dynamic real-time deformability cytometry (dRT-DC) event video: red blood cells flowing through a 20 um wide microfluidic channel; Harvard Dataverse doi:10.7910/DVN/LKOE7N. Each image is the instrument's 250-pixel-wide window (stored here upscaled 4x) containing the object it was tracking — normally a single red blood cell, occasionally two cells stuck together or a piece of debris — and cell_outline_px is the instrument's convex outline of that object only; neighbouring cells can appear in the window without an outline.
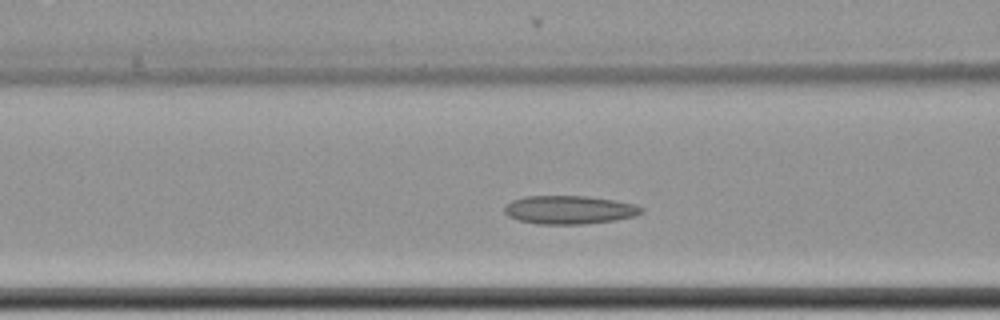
{"species": "common noctule bat (a hibernating species)", "species_latin": "Nyctalus noctula", "temperature_condition": "cold", "stored_images_in_passage": 58, "camera_frame_rate_fps": 3000, "um_per_image_px": 0.085, "animal": {"sex": "female", "body_mass_g": 22.7, "forearm_length_mm": 54.2}, "frame": {"image": 1, "passage_image": 22, "time_ms": 7.0, "image_size_px": [1000, 320], "cell_outline_px": [[644, 212], [636, 216], [616, 220], [580, 224], [540, 224], [520, 220], [508, 216], [504, 212], [504, 208], [512, 200], [524, 196], [588, 196], [616, 200], [636, 204], [644, 208]], "centroid_in_image_um": [48.45, 17.82], "position_along_channel_um": 118.2, "area_um2": 22.77}}
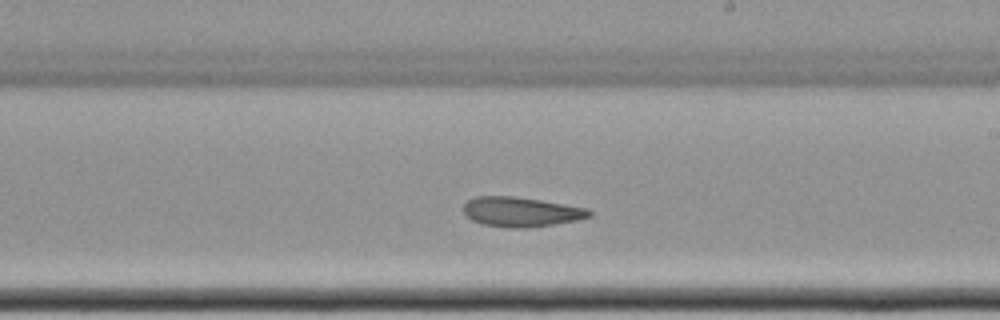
{"frame": {"image": 2, "passage_image": 33, "time_ms": 10.667, "image_size_px": [1000, 320], "cell_outline_px": [[592, 216], [576, 220], [552, 224], [524, 228], [508, 228], [484, 224], [472, 220], [464, 212], [464, 204], [468, 200], [476, 196], [516, 196], [588, 208], [592, 212]], "centroid_in_image_um": [44.29, 18.0], "position_along_channel_um": 244.7, "area_um2": 21.62}}
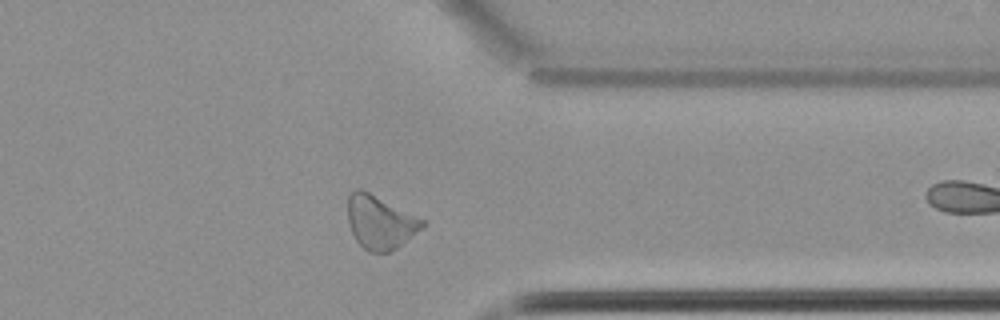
{"frame": {"image": 3, "passage_image": 45, "time_ms": 14.667, "image_size_px": [1000, 320], "cell_outline_px": [[424, 224], [420, 228], [396, 248], [388, 252], [368, 252], [356, 240], [348, 224], [348, 192], [356, 188], [360, 188], [424, 220]], "centroid_in_image_um": [32.23, 18.87], "position_along_channel_um": 379.2, "area_um2": 22.66}, "authors_computed_cell_mechanics": {"area_um2": 23.6113, "velocity_mm_per_s": 3.4557, "shape_relaxation_time_tau1_ms": null, "shape_relaxation_time_tau2_ms": 5.8478, "deformation_change_tau1": null, "deformation_change_tau2": 0.108}}